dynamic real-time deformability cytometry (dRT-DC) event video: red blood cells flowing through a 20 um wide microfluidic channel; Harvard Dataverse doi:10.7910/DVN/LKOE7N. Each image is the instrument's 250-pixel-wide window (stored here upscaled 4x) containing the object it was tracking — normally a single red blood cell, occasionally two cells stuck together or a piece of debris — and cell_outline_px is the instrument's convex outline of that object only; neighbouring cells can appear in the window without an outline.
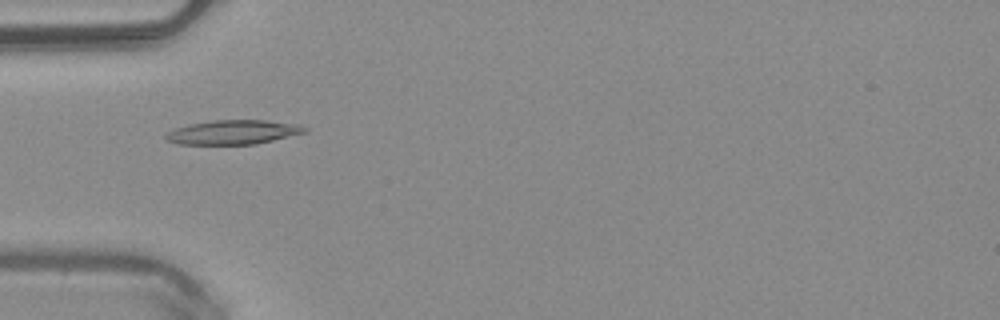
{"species": "common noctule bat (a hibernating species)", "species_latin": "Nyctalus noctula", "temperature_condition": "warm", "stored_images_in_passage": 49, "camera_frame_rate_fps": 3000, "um_per_image_px": 0.085, "animal": {"sex": "male", "body_mass_g": 20.4}, "frame": {"image": 1, "passage_image": 15, "time_ms": 4.667, "image_size_px": [1000, 320], "cell_outline_px": [[308, 132], [256, 144], [176, 144], [168, 140], [164, 136], [168, 132], [176, 128], [188, 124], [212, 120], [264, 120], [300, 124], [308, 128]], "centroid_in_image_um": [19.86, 11.23], "position_along_channel_um": 65.1, "area_um2": 19.71}}
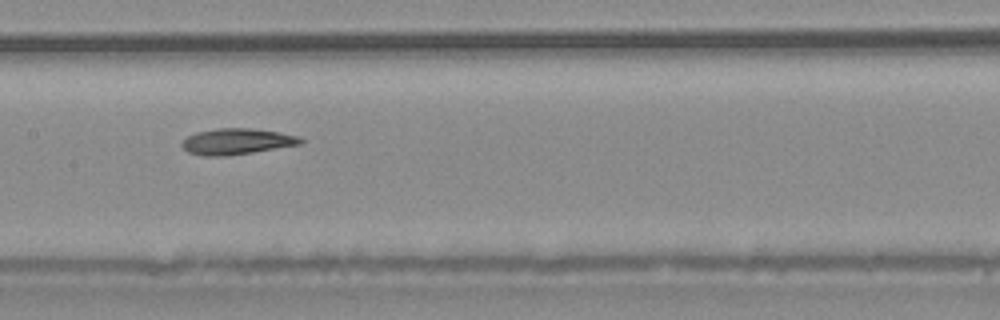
{"frame": {"image": 2, "passage_image": 24, "time_ms": 7.667, "image_size_px": [1000, 320], "cell_outline_px": [[304, 140], [300, 144], [252, 152], [224, 156], [204, 156], [188, 152], [180, 144], [188, 136], [196, 132], [220, 128], [252, 128], [280, 132], [300, 136]], "centroid_in_image_um": [20.13, 12.02], "position_along_channel_um": 187.3, "area_um2": 17.86}}
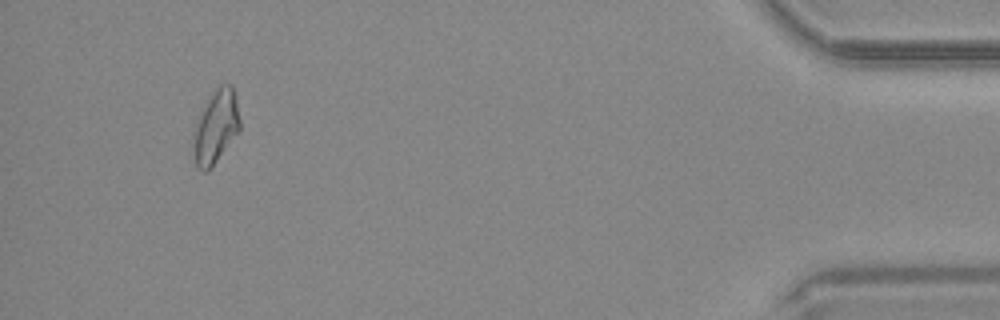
{"frame": {"image": 3, "passage_image": 46, "time_ms": 15.0, "image_size_px": [1000, 320], "cell_outline_px": [[240, 128], [212, 168], [208, 172], [204, 172], [196, 168], [192, 148], [192, 132], [200, 112], [208, 96], [220, 84], [232, 84], [236, 92], [240, 120]], "centroid_in_image_um": [18.31, 10.77], "position_along_channel_um": 416.9, "area_um2": 20.46}}